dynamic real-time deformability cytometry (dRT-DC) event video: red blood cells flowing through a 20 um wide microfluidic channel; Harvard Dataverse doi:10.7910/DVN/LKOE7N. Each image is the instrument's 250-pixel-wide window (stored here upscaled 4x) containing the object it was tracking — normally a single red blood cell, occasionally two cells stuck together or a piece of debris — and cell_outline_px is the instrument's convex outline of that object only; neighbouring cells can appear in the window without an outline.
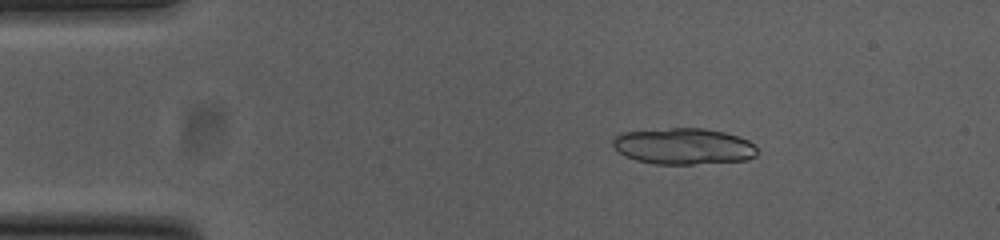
{"species": "common noctule bat (a hibernating species)", "species_latin": "Nyctalus noctula", "temperature_condition": "cold", "stored_images_in_passage": 14, "camera_frame_rate_fps": 3000, "um_per_image_px": 0.085, "animal": {"sex": "female", "body_mass_g": 23.0, "forearm_length_mm": 53.4}, "frame": {"image": 1, "passage_image": 1, "time_ms": 0.0, "image_size_px": [1000, 240], "cell_outline_px": [[756, 156], [748, 160], [692, 164], [656, 164], [636, 160], [624, 156], [612, 144], [612, 140], [616, 136], [624, 132], [672, 128], [704, 128], [724, 132], [748, 140], [756, 148]], "centroid_in_image_um": [58.1, 12.44], "position_along_channel_um": 26.9, "area_um2": 30.35}}